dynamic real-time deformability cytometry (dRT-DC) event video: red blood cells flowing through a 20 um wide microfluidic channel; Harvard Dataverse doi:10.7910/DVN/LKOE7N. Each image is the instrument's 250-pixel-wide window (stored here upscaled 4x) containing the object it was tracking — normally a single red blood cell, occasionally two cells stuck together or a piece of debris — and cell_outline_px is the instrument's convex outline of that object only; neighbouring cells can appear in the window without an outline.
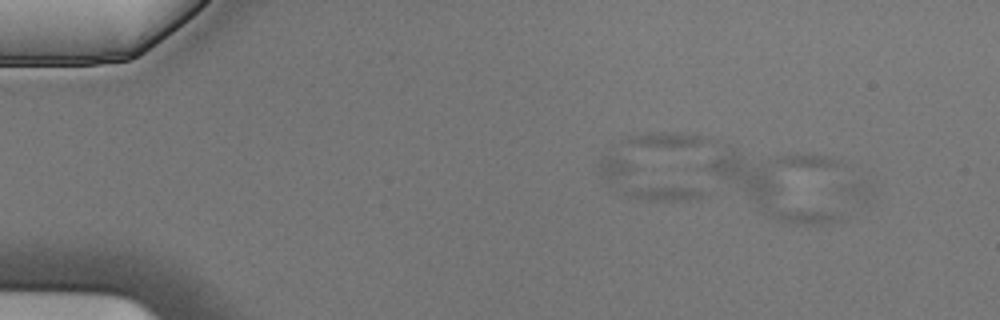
{"species": "Egyptian fruit bat (a non-hibernating species)", "species_latin": "Rousettus aegyptiacus", "temperature_condition": "cold", "stored_images_in_passage": 5, "camera_frame_rate_fps": 3000, "um_per_image_px": 0.085, "animal": {"sex": "male"}, "frame": {"image": 1, "passage_image": 2, "time_ms": 0.333, "image_size_px": [1000, 320], "cell_outline_px": [[708, 192], [696, 200], [648, 200], [620, 196], [608, 188], [600, 172], [600, 156], [612, 156], [624, 160]], "centroid_in_image_um": [54.73, 15.49], "position_along_channel_um": 30.3, "area_um2": 19.42}}